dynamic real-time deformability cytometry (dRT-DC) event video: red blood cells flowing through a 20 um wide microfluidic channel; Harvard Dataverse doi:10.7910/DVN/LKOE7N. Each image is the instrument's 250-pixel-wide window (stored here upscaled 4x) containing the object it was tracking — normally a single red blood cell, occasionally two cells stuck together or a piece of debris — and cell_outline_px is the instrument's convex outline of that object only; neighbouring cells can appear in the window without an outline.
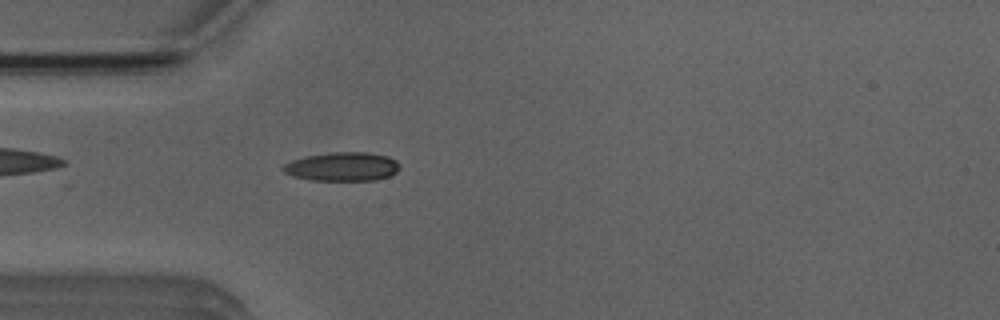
{"species": "Egyptian fruit bat (a non-hibernating species)", "species_latin": "Rousettus aegyptiacus", "temperature_condition": "room temperature", "stored_images_in_passage": 33, "camera_frame_rate_fps": 3000, "um_per_image_px": 0.085, "animal": {"sex": "male"}, "frame": {"image": 1, "passage_image": 15, "time_ms": 4.667, "image_size_px": [1000, 320], "cell_outline_px": [[400, 168], [396, 172], [388, 176], [376, 180], [312, 180], [292, 176], [284, 172], [280, 168], [284, 164], [292, 160], [304, 156], [332, 152], [368, 152], [388, 156], [396, 160], [400, 164]], "centroid_in_image_um": [29.09, 14.15], "position_along_channel_um": 55.9, "area_um2": 19.71}}
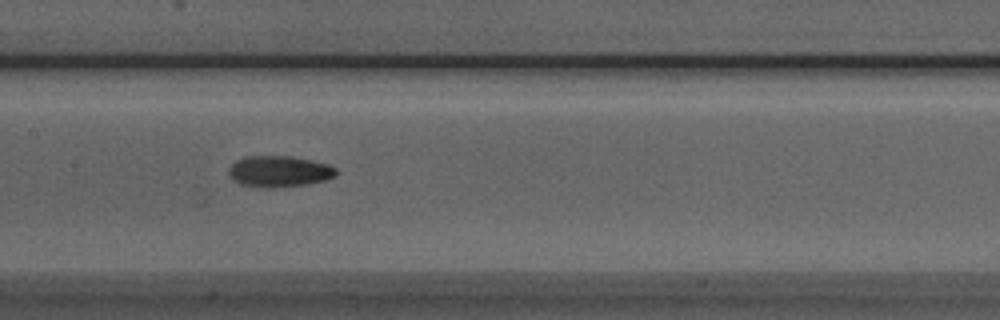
{"frame": {"image": 2, "passage_image": 25, "time_ms": 8.0, "image_size_px": [1000, 320], "cell_outline_px": [[336, 176], [324, 180], [308, 184], [272, 188], [268, 188], [240, 184], [232, 180], [228, 172], [228, 168], [236, 160], [244, 156], [292, 156], [328, 164], [336, 168]], "centroid_in_image_um": [23.7, 14.57], "position_along_channel_um": 183.7, "area_um2": 19.59}}